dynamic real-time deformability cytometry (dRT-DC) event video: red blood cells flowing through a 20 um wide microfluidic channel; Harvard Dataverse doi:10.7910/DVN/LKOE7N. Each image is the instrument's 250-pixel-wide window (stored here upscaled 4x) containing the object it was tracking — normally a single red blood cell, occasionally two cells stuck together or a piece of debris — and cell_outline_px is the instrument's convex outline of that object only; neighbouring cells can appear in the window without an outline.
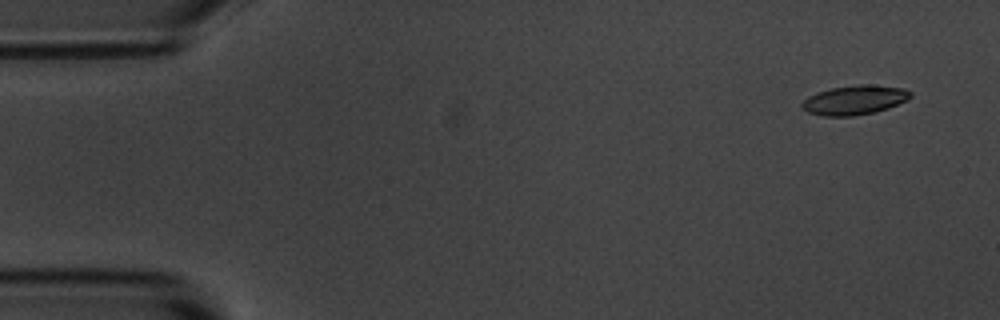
{"species": "common noctule bat (a hibernating species)", "species_latin": "Nyctalus noctula", "temperature_condition": "room temperature", "stored_images_in_passage": 8, "camera_frame_rate_fps": 3000, "um_per_image_px": 0.085, "animal": {"sex": "male", "body_mass_g": 20.1, "forearm_length_mm": 53.5}, "frame": {"image": 1, "passage_image": 2, "time_ms": 1.0, "image_size_px": [1000, 320], "cell_outline_px": [[912, 96], [908, 100], [888, 108], [872, 112], [852, 116], [824, 116], [808, 112], [800, 104], [808, 96], [816, 92], [832, 88], [856, 84], [872, 84], [904, 88], [912, 92]], "centroid_in_image_um": [72.66, 8.48], "position_along_channel_um": 12.3, "area_um2": 18.61}}
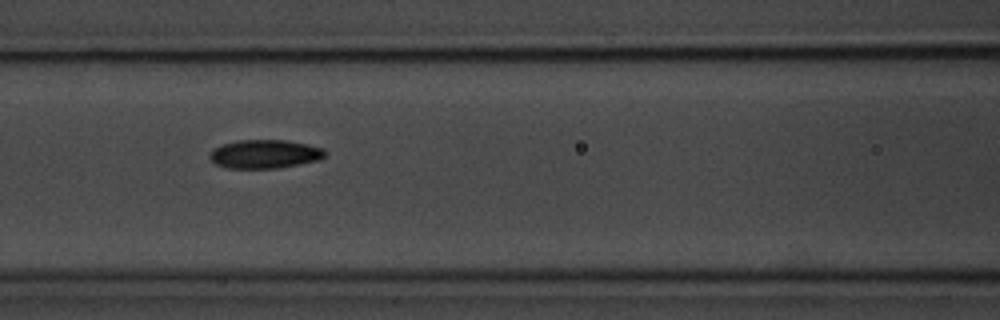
{"frame": {"image": 2, "passage_image": 7, "time_ms": 7.667, "image_size_px": [1000, 320], "cell_outline_px": [[328, 156], [320, 160], [280, 168], [228, 168], [216, 164], [208, 156], [216, 148], [224, 144], [236, 140], [284, 140], [308, 144], [324, 148], [328, 152]], "centroid_in_image_um": [22.6, 13.09], "position_along_channel_um": 144.0, "area_um2": 19.36}}
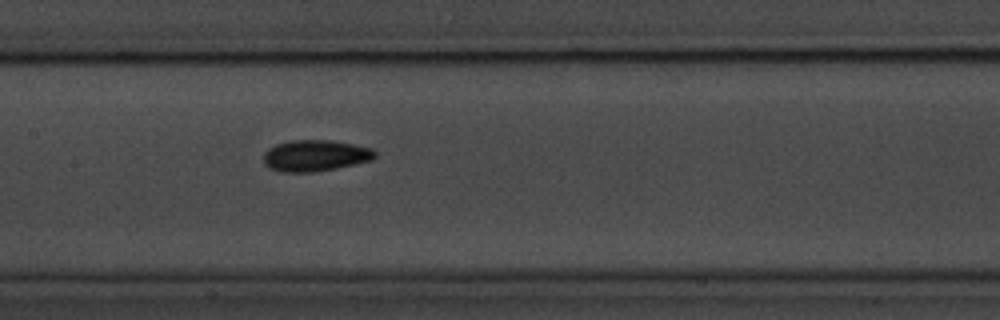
{"frame": {"image": 3, "passage_image": 8, "time_ms": 8.667, "image_size_px": [1000, 320], "cell_outline_px": [[376, 156], [372, 160], [336, 168], [312, 172], [280, 172], [268, 168], [264, 164], [264, 152], [268, 148], [276, 144], [292, 140], [332, 140], [372, 148], [376, 152]], "centroid_in_image_um": [26.77, 13.23], "position_along_channel_um": 180.6, "area_um2": 20.4}}